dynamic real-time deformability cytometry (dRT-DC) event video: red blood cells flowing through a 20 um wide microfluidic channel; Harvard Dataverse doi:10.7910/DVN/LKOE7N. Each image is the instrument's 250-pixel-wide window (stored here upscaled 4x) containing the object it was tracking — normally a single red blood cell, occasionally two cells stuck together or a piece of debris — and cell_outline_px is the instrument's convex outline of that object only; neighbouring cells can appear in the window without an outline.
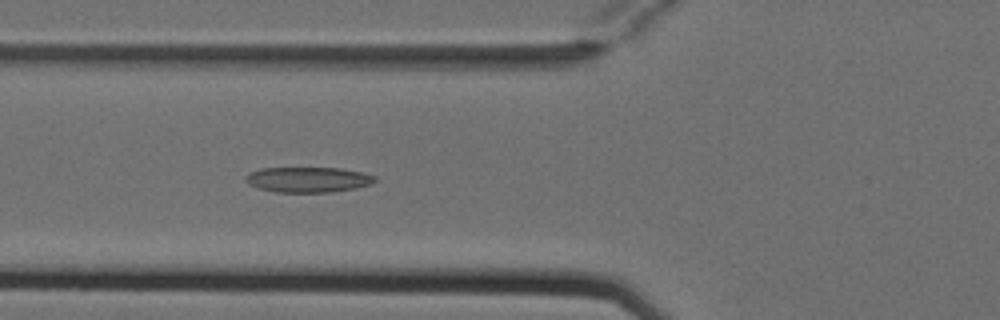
{"species": "Egyptian fruit bat (a non-hibernating species)", "species_latin": "Rousettus aegyptiacus", "temperature_condition": "cold", "stored_images_in_passage": 6, "camera_frame_rate_fps": 3000, "um_per_image_px": 0.085, "animal": {"sex": "female"}, "frame": {"image": 1, "passage_image": 6, "time_ms": 1.667, "image_size_px": [1000, 320], "cell_outline_px": [[376, 180], [368, 184], [356, 188], [328, 192], [276, 192], [260, 188], [248, 184], [248, 172], [260, 168], [340, 168], [364, 172], [376, 176]], "centroid_in_image_um": [26.21, 15.26], "position_along_channel_um": 99.6, "area_um2": 18.9}}